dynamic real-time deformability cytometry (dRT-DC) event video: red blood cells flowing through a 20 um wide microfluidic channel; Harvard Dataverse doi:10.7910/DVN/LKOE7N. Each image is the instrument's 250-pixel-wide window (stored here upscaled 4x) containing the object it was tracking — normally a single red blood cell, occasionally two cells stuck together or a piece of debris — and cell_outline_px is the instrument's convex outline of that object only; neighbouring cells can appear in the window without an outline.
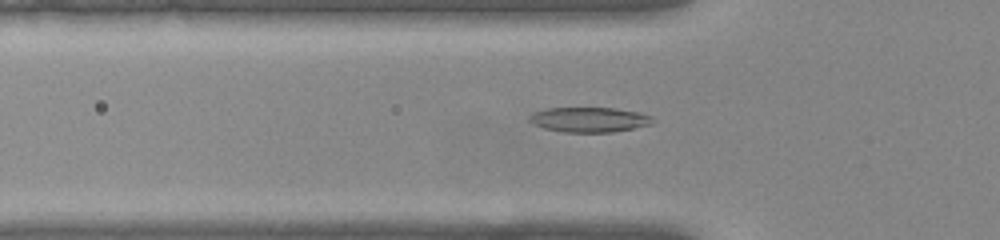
{"species": "common noctule bat (a hibernating species)", "species_latin": "Nyctalus noctula", "temperature_condition": "warm", "stored_images_in_passage": 40, "camera_frame_rate_fps": 3000, "um_per_image_px": 0.085, "animal": {"sex": "female", "body_mass_g": 22.0, "forearm_length_mm": 56.7}, "frame": {"image": 1, "passage_image": 5, "time_ms": 1.333, "image_size_px": [1000, 240], "cell_outline_px": [[652, 124], [612, 132], [564, 132], [544, 128], [528, 120], [528, 116], [536, 112], [548, 108], [616, 108], [636, 112], [652, 116]], "centroid_in_image_um": [50.08, 10.17], "position_along_channel_um": 75.7, "area_um2": 17.63}}
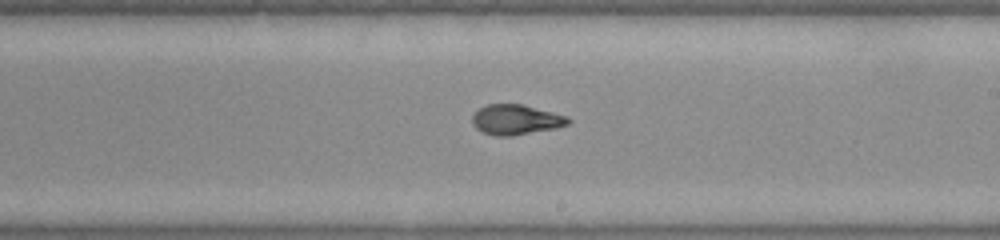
{"frame": {"image": 2, "passage_image": 18, "time_ms": 5.667, "image_size_px": [1000, 240], "cell_outline_px": [[572, 120], [568, 124], [556, 128], [512, 136], [496, 136], [484, 132], [476, 128], [472, 124], [472, 116], [480, 108], [488, 104], [524, 104], [552, 112], [564, 116]], "centroid_in_image_um": [43.84, 10.17], "position_along_channel_um": 245.2, "area_um2": 16.7}}
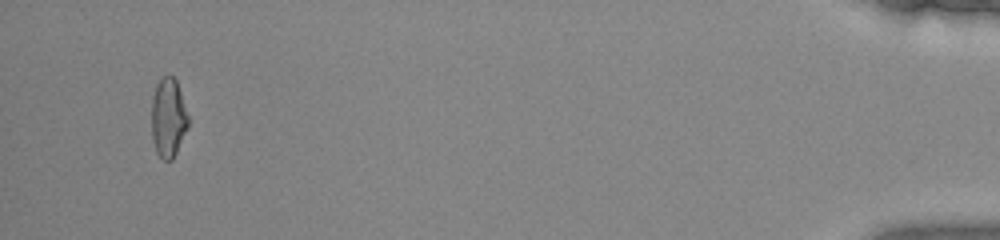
{"frame": {"image": 3, "passage_image": 38, "time_ms": 12.333, "image_size_px": [1000, 240], "cell_outline_px": [[188, 128], [172, 160], [164, 160], [156, 152], [152, 140], [152, 96], [156, 84], [164, 76], [172, 76], [176, 80], [188, 116]], "centroid_in_image_um": [14.29, 10.02], "position_along_channel_um": 420.9, "area_um2": 16.76}, "authors_computed_cell_mechanics": {"area_um2": 16.8776, "velocity_mm_per_s": 3.9028, "shape_relaxation_time_tau1_ms": 9.6304, "shape_relaxation_time_tau2_ms": 1.159, "deformation_change_tau1": 0.321, "deformation_change_tau2": 0.0601}}